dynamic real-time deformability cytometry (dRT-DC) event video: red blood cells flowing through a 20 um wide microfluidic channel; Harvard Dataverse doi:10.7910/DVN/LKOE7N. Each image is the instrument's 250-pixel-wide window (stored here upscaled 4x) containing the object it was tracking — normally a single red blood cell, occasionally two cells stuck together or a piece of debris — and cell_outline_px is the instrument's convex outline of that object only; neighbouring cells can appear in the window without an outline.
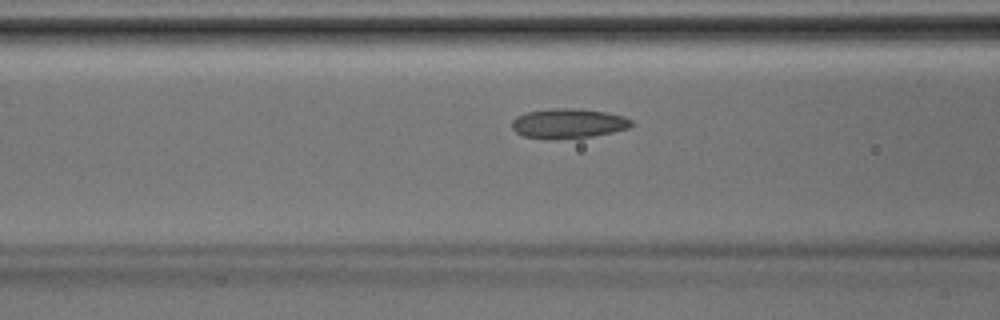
{"species": "Egyptian fruit bat (a non-hibernating species)", "species_latin": "Rousettus aegyptiacus", "temperature_condition": "room temperature", "stored_images_in_passage": 29, "camera_frame_rate_fps": 3000, "um_per_image_px": 0.085, "animal": {"sex": "male"}, "frame": {"image": 1, "passage_image": 11, "time_ms": 3.333, "image_size_px": [1000, 320], "cell_outline_px": [[632, 124], [628, 128], [612, 132], [592, 136], [556, 140], [524, 136], [516, 132], [512, 128], [512, 120], [516, 116], [524, 112], [556, 108], [576, 108], [604, 112], [624, 116], [632, 120]], "centroid_in_image_um": [48.27, 10.49], "position_along_channel_um": 118.3, "area_um2": 20.75}}
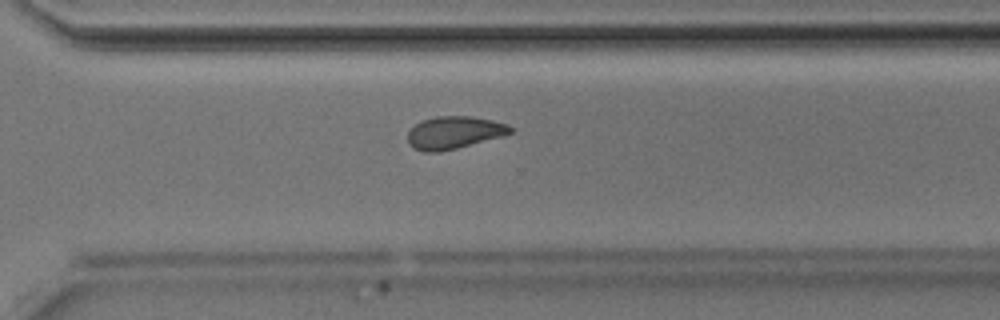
{"frame": {"image": 2, "passage_image": 24, "time_ms": 7.667, "image_size_px": [1000, 320], "cell_outline_px": [[512, 132], [504, 136], [456, 148], [436, 152], [424, 152], [412, 148], [408, 144], [408, 132], [420, 120], [436, 116], [472, 116], [492, 120], [508, 124], [512, 128]], "centroid_in_image_um": [38.59, 11.26], "position_along_channel_um": 332.0, "area_um2": 19.54}}
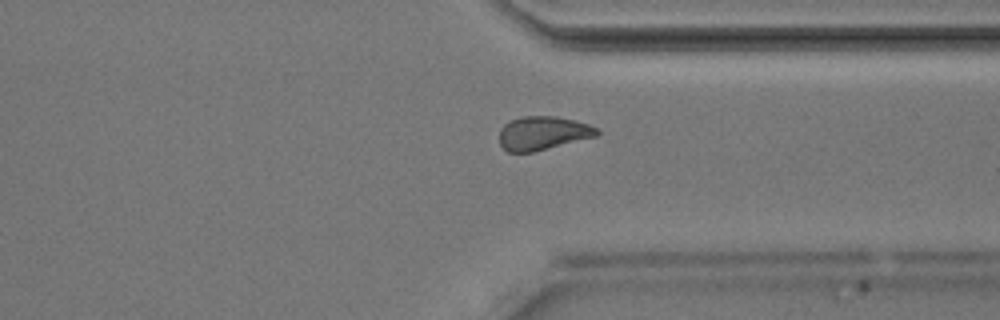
{"frame": {"image": 3, "passage_image": 26, "time_ms": 8.333, "image_size_px": [1000, 320], "cell_outline_px": [[600, 132], [596, 136], [532, 152], [508, 152], [500, 144], [500, 128], [504, 124], [520, 116], [556, 116], [576, 120], [600, 128]], "centroid_in_image_um": [46.16, 11.3], "position_along_channel_um": 365.2, "area_um2": 19.13}}